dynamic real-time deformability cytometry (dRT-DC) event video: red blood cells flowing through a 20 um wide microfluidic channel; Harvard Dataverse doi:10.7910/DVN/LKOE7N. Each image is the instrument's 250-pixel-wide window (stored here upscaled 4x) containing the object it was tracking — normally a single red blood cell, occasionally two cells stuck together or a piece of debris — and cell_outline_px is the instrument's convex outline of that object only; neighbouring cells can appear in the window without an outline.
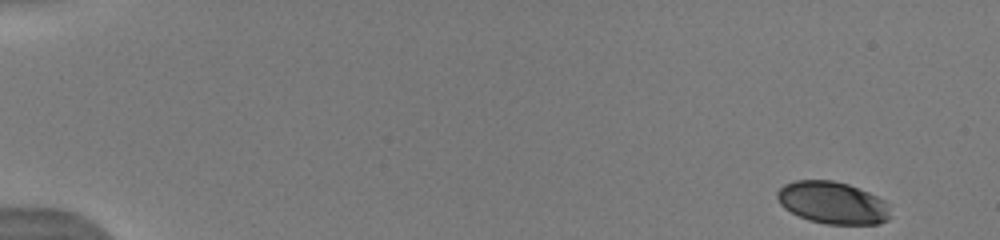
{"species": "human", "species_latin": "Homo sapiens", "temperature_condition": "warm", "stored_images_in_passage": 32, "camera_frame_rate_fps": 3000, "um_per_image_px": 0.085, "donor": {"sex": "male"}, "frame": {"image": 1, "passage_image": 1, "time_ms": 0.0, "image_size_px": [1000, 240], "cell_outline_px": [[888, 220], [880, 224], [828, 224], [808, 220], [784, 208], [780, 204], [776, 196], [776, 192], [784, 184], [796, 180], [832, 180], [848, 184], [868, 192], [884, 200], [888, 204]], "centroid_in_image_um": [70.75, 17.23], "position_along_channel_um": 14.3, "area_um2": 27.74}}
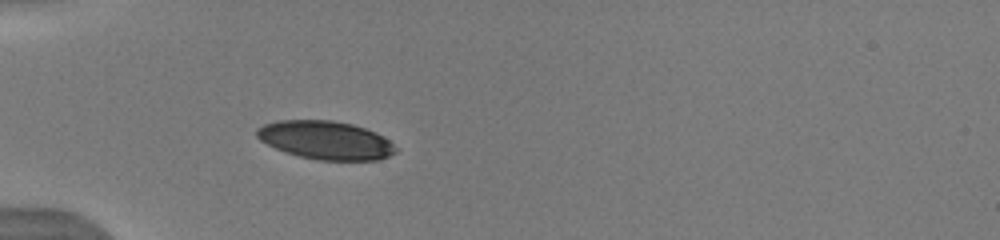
{"frame": {"image": 2, "passage_image": 18, "time_ms": 4.667, "image_size_px": [1000, 240], "cell_outline_px": [[400, 148], [396, 152], [388, 156], [376, 160], [320, 160], [300, 156], [276, 148], [260, 140], [256, 136], [256, 128], [264, 124], [280, 120], [332, 120], [352, 124], [376, 132]], "centroid_in_image_um": [27.7, 11.91], "position_along_channel_um": 57.3, "area_um2": 30.92}}